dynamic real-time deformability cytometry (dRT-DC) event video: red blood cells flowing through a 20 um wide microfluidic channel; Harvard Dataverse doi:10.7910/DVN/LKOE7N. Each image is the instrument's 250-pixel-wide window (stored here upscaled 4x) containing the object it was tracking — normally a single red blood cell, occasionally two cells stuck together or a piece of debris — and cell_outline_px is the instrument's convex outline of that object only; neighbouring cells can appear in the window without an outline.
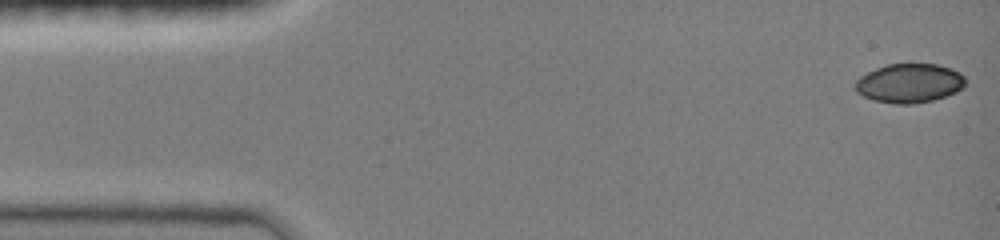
{"species": "common noctule bat (a hibernating species)", "species_latin": "Nyctalus noctula", "temperature_condition": "room temperature", "stored_images_in_passage": 47, "camera_frame_rate_fps": 3000, "um_per_image_px": 0.085, "animal": {"sex": "female", "body_mass_g": 19.0, "forearm_length_mm": 51.5}, "frame": {"image": 1, "passage_image": 1, "time_ms": 0.0, "image_size_px": [1000, 240], "cell_outline_px": [[968, 80], [964, 88], [956, 92], [932, 100], [912, 104], [896, 104], [872, 100], [856, 92], [856, 80], [860, 76], [876, 68], [888, 64], [936, 64], [952, 68], [960, 72]], "centroid_in_image_um": [77.33, 7.07], "position_along_channel_um": 7.7, "area_um2": 25.26}}
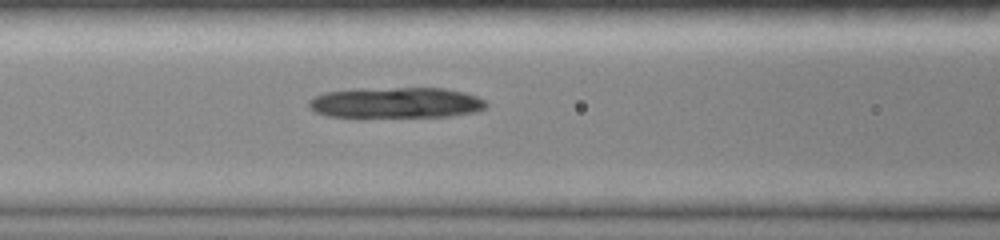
{"frame": {"image": 2, "passage_image": 19, "time_ms": 6.0, "image_size_px": [1000, 240], "cell_outline_px": [[488, 104], [484, 108], [476, 112], [452, 116], [360, 120], [328, 116], [316, 112], [308, 108], [308, 100], [324, 92], [356, 88], [444, 88], [464, 92], [476, 96], [484, 100]], "centroid_in_image_um": [33.58, 8.78], "position_along_channel_um": 133.0, "area_um2": 33.52}}
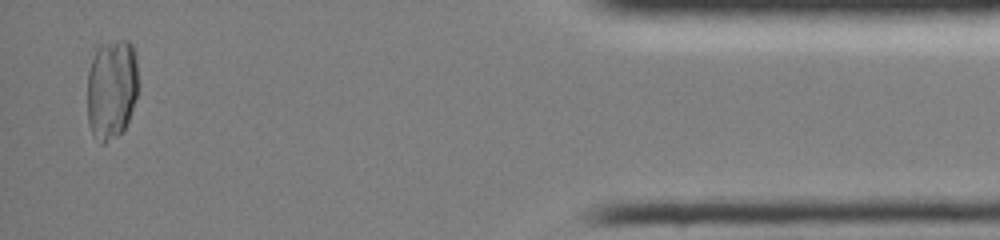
{"frame": {"image": 3, "passage_image": 45, "time_ms": 14.667, "image_size_px": [1000, 240], "cell_outline_px": [[136, 96], [128, 124], [124, 132], [104, 144], [100, 144], [92, 132], [88, 124], [88, 72], [96, 48], [100, 44], [120, 40], [128, 40], [132, 44], [136, 56]], "centroid_in_image_um": [9.48, 7.6], "position_along_channel_um": 425.7, "area_um2": 30.0}}